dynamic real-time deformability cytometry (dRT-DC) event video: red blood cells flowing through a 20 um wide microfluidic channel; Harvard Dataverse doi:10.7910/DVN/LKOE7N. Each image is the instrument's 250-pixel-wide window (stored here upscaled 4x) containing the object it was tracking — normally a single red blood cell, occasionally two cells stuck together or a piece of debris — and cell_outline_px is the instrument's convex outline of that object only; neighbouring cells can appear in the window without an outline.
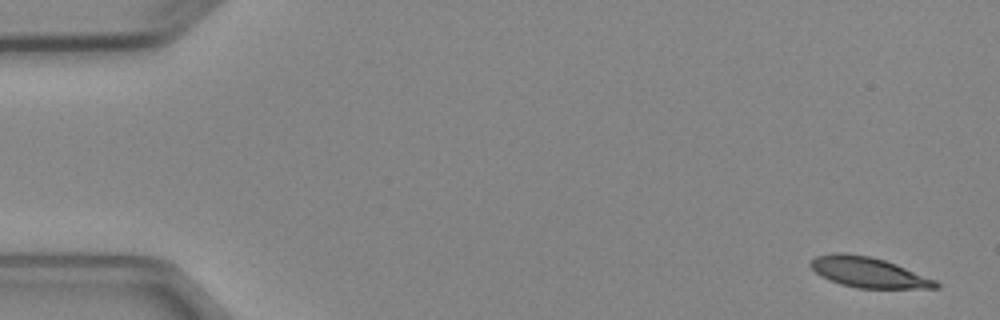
{"species": "Egyptian fruit bat (a non-hibernating species)", "species_latin": "Rousettus aegyptiacus", "temperature_condition": "cold", "stored_images_in_passage": 4, "camera_frame_rate_fps": 3000, "um_per_image_px": 0.085, "animal": {"sex": "female"}, "frame": {"image": 1, "passage_image": 1, "time_ms": 0.0, "image_size_px": [1000, 320], "cell_outline_px": [[940, 288], [856, 288], [840, 284], [820, 276], [808, 264], [816, 256], [832, 252], [844, 252], [872, 256], [896, 264], [936, 280], [940, 284]], "centroid_in_image_um": [73.79, 23.14], "position_along_channel_um": 11.2, "area_um2": 22.25}}
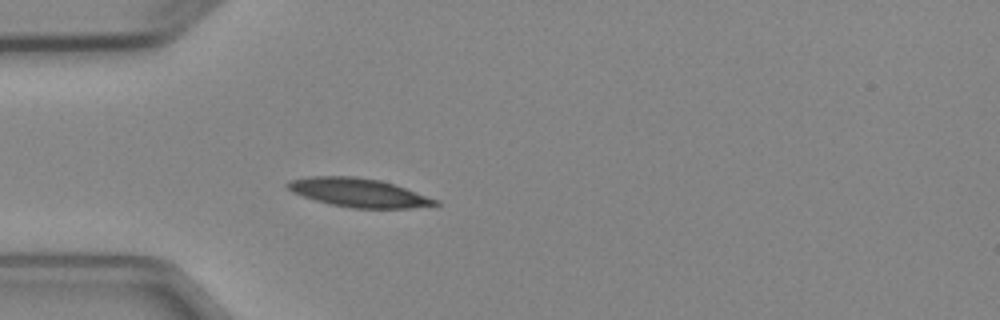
{"frame": {"image": 2, "passage_image": 4, "time_ms": 4.333, "image_size_px": [1000, 320], "cell_outline_px": [[440, 204], [412, 208], [352, 208], [332, 204], [316, 200], [292, 192], [284, 184], [288, 180], [312, 176], [352, 176], [380, 180], [396, 184], [440, 200]], "centroid_in_image_um": [30.51, 16.37], "position_along_channel_um": 54.5, "area_um2": 24.74}}